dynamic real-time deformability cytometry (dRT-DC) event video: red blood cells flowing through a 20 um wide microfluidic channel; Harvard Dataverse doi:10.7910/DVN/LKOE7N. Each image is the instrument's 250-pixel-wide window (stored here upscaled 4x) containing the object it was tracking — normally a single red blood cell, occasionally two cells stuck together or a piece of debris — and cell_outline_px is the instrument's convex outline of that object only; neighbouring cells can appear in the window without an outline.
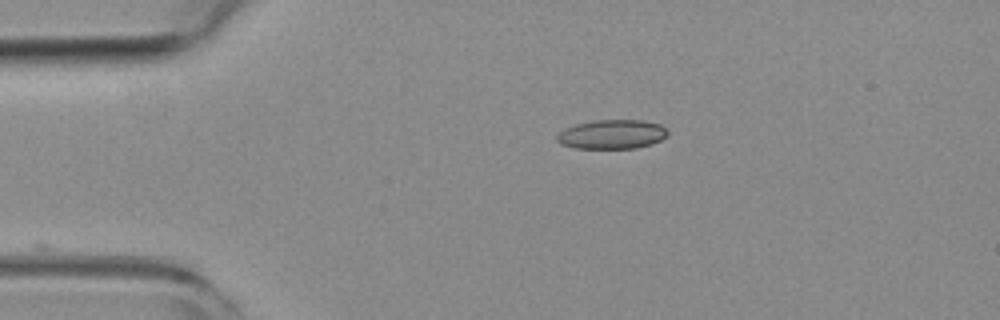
{"species": "common noctule bat (a hibernating species)", "species_latin": "Nyctalus noctula", "temperature_condition": "room temperature", "stored_images_in_passage": 10, "camera_frame_rate_fps": 3000, "um_per_image_px": 0.085, "animal": {"sex": "female", "body_mass_g": 19.3, "forearm_length_mm": 54.1}, "frame": {"image": 1, "passage_image": 1, "time_ms": 0.0, "image_size_px": [1000, 320], "cell_outline_px": [[668, 132], [660, 140], [652, 144], [636, 148], [572, 148], [560, 144], [556, 140], [556, 136], [564, 128], [576, 124], [592, 120], [644, 120], [660, 124]], "centroid_in_image_um": [51.97, 11.41], "position_along_channel_um": 33.0, "area_um2": 18.9}}
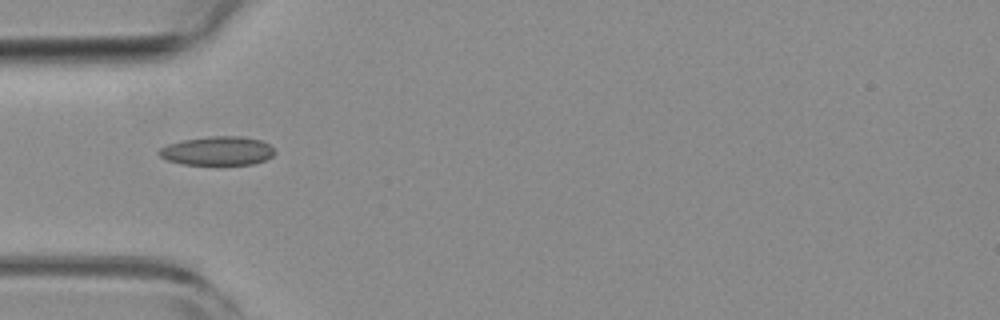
{"frame": {"image": 2, "passage_image": 7, "time_ms": 2.0, "image_size_px": [1000, 320], "cell_outline_px": [[276, 152], [272, 156], [264, 160], [252, 164], [184, 164], [168, 160], [160, 156], [156, 152], [160, 148], [168, 144], [180, 140], [208, 136], [240, 136], [260, 140], [268, 144]], "centroid_in_image_um": [18.46, 12.81], "position_along_channel_um": 66.5, "area_um2": 19.36}}